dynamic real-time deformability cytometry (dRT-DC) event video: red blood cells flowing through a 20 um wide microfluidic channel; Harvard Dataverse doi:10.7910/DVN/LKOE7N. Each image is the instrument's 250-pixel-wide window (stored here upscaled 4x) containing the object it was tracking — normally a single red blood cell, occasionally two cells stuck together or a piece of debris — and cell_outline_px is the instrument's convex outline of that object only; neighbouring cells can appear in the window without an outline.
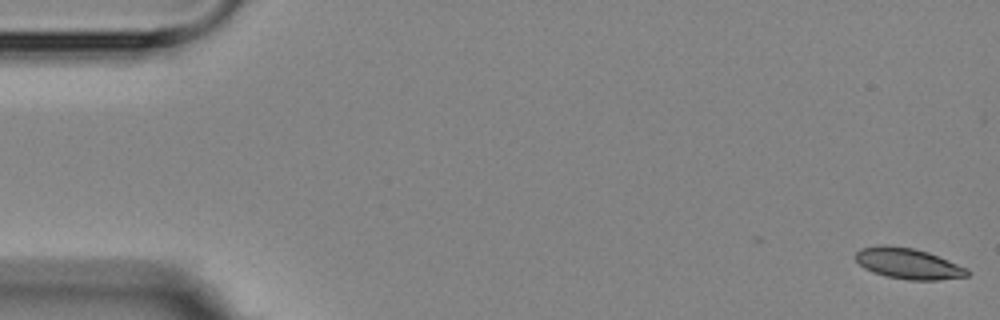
{"species": "Egyptian fruit bat (a non-hibernating species)", "species_latin": "Rousettus aegyptiacus", "temperature_condition": "room temperature", "stored_images_in_passage": 10, "camera_frame_rate_fps": 3000, "um_per_image_px": 0.085, "animal": {"sex": "female"}, "frame": {"image": 1, "passage_image": 1, "time_ms": 0.0, "image_size_px": [1000, 320], "cell_outline_px": [[972, 272], [968, 276], [940, 280], [908, 280], [888, 276], [864, 268], [856, 260], [856, 252], [860, 248], [880, 244], [884, 244], [912, 248], [928, 252], [968, 268]], "centroid_in_image_um": [77.23, 22.39], "position_along_channel_um": 7.8, "area_um2": 20.06}}
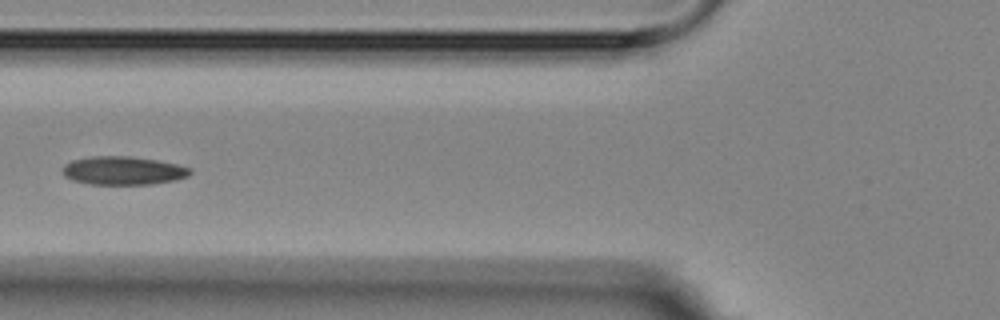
{"frame": {"image": 2, "passage_image": 7, "time_ms": 6.667, "image_size_px": [1000, 320], "cell_outline_px": [[192, 172], [188, 176], [176, 180], [152, 184], [88, 184], [72, 180], [64, 176], [64, 164], [72, 160], [92, 156], [128, 156], [156, 160], [176, 164], [188, 168]], "centroid_in_image_um": [10.45, 14.5], "position_along_channel_um": 115.3, "area_um2": 20.98}}
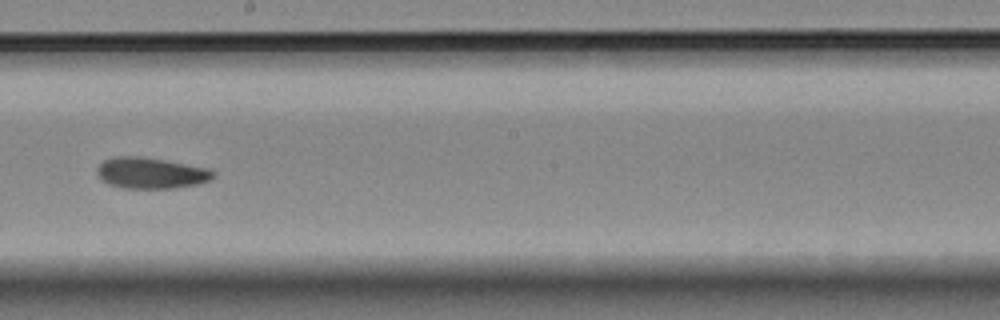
{"frame": {"image": 3, "passage_image": 10, "time_ms": 10.0, "image_size_px": [1000, 320], "cell_outline_px": [[216, 176], [208, 180], [196, 184], [172, 188], [124, 188], [108, 184], [100, 180], [96, 172], [96, 168], [104, 160], [116, 156], [140, 156], [164, 160], [208, 168], [216, 172]], "centroid_in_image_um": [12.79, 14.7], "position_along_channel_um": 235.4, "area_um2": 21.04}}